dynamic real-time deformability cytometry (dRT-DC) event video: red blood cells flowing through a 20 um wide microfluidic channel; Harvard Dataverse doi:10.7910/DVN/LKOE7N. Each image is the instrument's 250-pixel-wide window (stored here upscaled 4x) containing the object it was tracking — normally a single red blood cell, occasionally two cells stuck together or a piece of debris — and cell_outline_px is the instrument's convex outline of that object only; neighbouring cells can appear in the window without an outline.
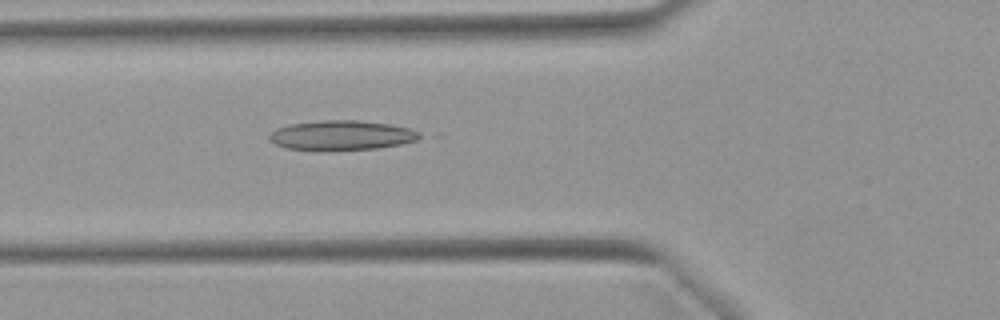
{"species": "Egyptian fruit bat (a non-hibernating species)", "species_latin": "Rousettus aegyptiacus", "temperature_condition": "warm", "stored_images_in_passage": 51, "camera_frame_rate_fps": 3000, "um_per_image_px": 0.085, "animal": {"sex": "female"}, "frame": {"image": 1, "passage_image": 18, "time_ms": 5.667, "image_size_px": [1000, 320], "cell_outline_px": [[424, 136], [416, 140], [400, 144], [376, 148], [284, 148], [268, 140], [268, 136], [276, 128], [288, 124], [320, 120], [360, 120], [392, 124], [412, 128], [420, 132]], "centroid_in_image_um": [29.08, 11.45], "position_along_channel_um": 96.7, "area_um2": 25.49}}
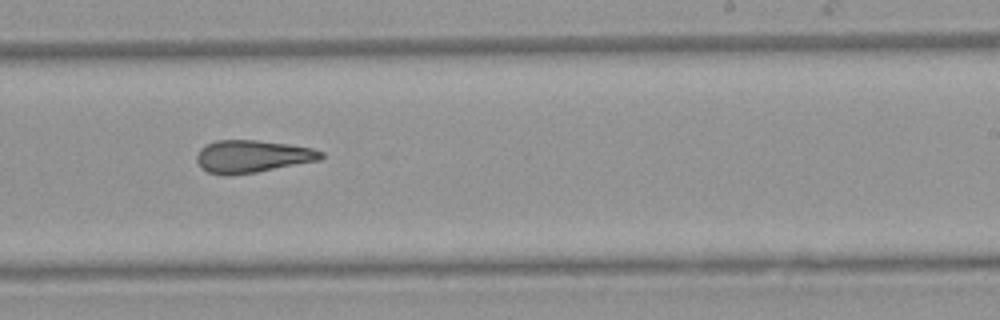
{"frame": {"image": 2, "passage_image": 31, "time_ms": 10.0, "image_size_px": [1000, 320], "cell_outline_px": [[324, 156], [320, 160], [256, 172], [228, 176], [224, 176], [208, 172], [200, 168], [196, 160], [196, 156], [200, 148], [216, 140], [256, 140], [288, 144], [312, 148], [324, 152]], "centroid_in_image_um": [21.42, 13.3], "position_along_channel_um": 267.6, "area_um2": 23.64}}
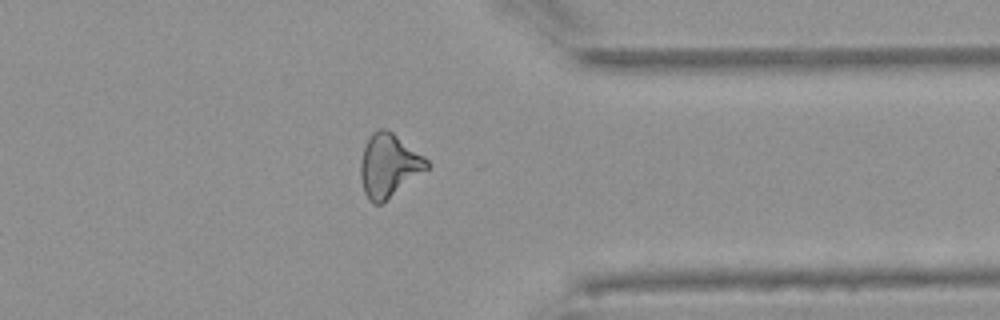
{"frame": {"image": 3, "passage_image": 40, "time_ms": 13.0, "image_size_px": [1000, 320], "cell_outline_px": [[432, 164], [428, 168], [380, 204], [372, 204], [368, 200], [364, 192], [360, 176], [360, 160], [364, 148], [372, 132], [376, 128], [384, 128], [392, 132], [424, 156]], "centroid_in_image_um": [33.03, 14.05], "position_along_channel_um": 378.4, "area_um2": 24.16}, "authors_computed_cell_mechanics": {"area_um2": 24.7962, "velocity_mm_per_s": 3.9426, "shape_relaxation_time_tau1_ms": null, "shape_relaxation_time_tau2_ms": 3.3408, "deformation_change_tau1": null, "deformation_change_tau2": 0.1449}}